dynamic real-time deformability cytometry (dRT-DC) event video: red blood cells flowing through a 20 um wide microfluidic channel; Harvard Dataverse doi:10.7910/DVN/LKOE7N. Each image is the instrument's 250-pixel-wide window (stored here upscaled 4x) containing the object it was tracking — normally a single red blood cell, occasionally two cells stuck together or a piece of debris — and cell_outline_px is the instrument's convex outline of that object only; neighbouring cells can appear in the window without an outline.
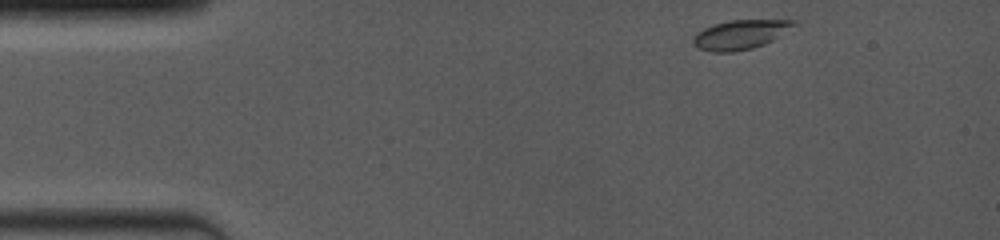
{"species": "common noctule bat (a hibernating species)", "species_latin": "Nyctalus noctula", "temperature_condition": "room temperature", "stored_images_in_passage": 4, "camera_frame_rate_fps": 4000, "um_per_image_px": 0.085, "animal": {"sex": "female", "body_mass_g": 19.0, "forearm_length_mm": 53.3}, "frame": {"image": 1, "passage_image": 1, "time_ms": 0.0, "image_size_px": [1000, 240], "cell_outline_px": [[800, 24], [772, 40], [764, 44], [752, 48], [732, 52], [712, 52], [700, 48], [692, 40], [696, 32], [704, 28], [728, 20], [796, 20]], "centroid_in_image_um": [62.98, 2.92], "position_along_channel_um": 22.0, "area_um2": 17.11}}